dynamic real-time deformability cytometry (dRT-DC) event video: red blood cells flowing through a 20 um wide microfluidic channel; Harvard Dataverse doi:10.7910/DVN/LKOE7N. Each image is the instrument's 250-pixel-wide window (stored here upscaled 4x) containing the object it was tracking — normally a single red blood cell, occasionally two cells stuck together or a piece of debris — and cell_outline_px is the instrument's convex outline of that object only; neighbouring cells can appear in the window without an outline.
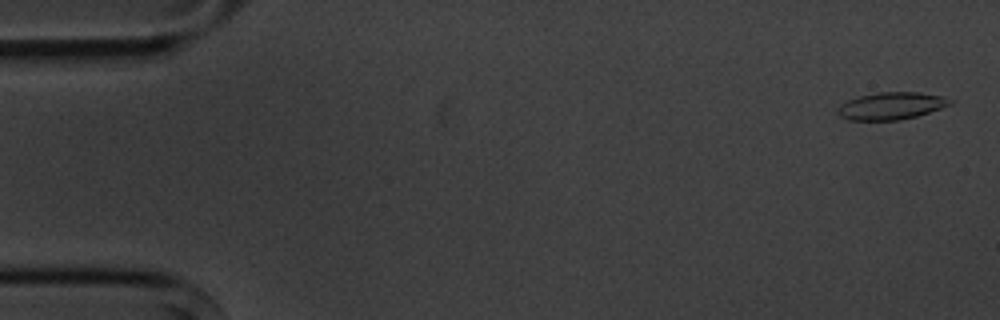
{"species": "common noctule bat (a hibernating species)", "species_latin": "Nyctalus noctula", "temperature_condition": "cold", "stored_images_in_passage": 5, "camera_frame_rate_fps": 3000, "um_per_image_px": 0.085, "animal": {"sex": "male", "body_mass_g": 20.1, "forearm_length_mm": 53.5}, "frame": {"image": 1, "passage_image": 1, "time_ms": 0.0, "image_size_px": [1000, 320], "cell_outline_px": [[956, 100], [952, 104], [916, 116], [900, 120], [848, 120], [840, 116], [836, 112], [840, 104], [848, 100], [860, 96], [880, 92], [920, 92], [940, 96]], "centroid_in_image_um": [75.75, 9.0], "position_along_channel_um": 9.2, "area_um2": 17.8}}